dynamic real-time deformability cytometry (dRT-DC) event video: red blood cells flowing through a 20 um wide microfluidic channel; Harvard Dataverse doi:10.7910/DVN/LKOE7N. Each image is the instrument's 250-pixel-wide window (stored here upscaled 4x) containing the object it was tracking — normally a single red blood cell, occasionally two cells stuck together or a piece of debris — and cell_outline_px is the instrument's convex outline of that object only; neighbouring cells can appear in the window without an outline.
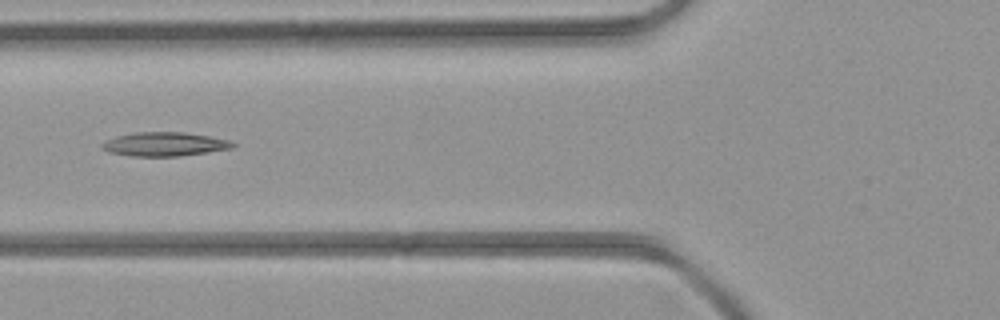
{"species": "common noctule bat (a hibernating species)", "species_latin": "Nyctalus noctula", "temperature_condition": "room temperature", "stored_images_in_passage": 4, "camera_frame_rate_fps": 3000, "um_per_image_px": 0.085, "animal": {"sex": "female", "body_mass_g": 21.9}, "frame": {"image": 1, "passage_image": 4, "time_ms": 3.333, "image_size_px": [1000, 320], "cell_outline_px": [[236, 144], [232, 148], [208, 152], [180, 156], [132, 156], [108, 152], [100, 148], [100, 144], [116, 136], [136, 132], [184, 132], [208, 136], [228, 140]], "centroid_in_image_um": [13.96, 12.26], "position_along_channel_um": 111.8, "area_um2": 18.15}}